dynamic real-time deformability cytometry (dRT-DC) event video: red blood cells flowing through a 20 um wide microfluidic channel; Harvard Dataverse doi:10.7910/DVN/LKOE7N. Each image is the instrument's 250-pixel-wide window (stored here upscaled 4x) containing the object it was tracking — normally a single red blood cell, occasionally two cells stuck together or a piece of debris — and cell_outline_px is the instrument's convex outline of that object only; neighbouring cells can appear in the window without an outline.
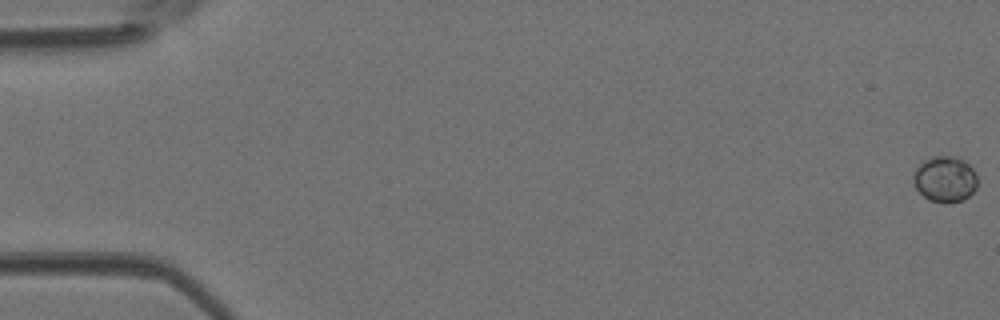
{"species": "Egyptian fruit bat (a non-hibernating species)", "species_latin": "Rousettus aegyptiacus", "temperature_condition": "room temperature", "stored_images_in_passage": 47, "camera_frame_rate_fps": 3000, "um_per_image_px": 0.085, "animal": {"sex": "female"}, "frame": {"image": 1, "passage_image": 1, "time_ms": 0.0, "image_size_px": [1000, 320], "cell_outline_px": [[976, 188], [964, 200], [948, 204], [944, 204], [928, 200], [916, 188], [912, 176], [916, 168], [924, 160], [932, 156], [956, 156], [964, 160], [972, 168], [976, 176]], "centroid_in_image_um": [80.31, 15.24], "position_along_channel_um": 4.7, "area_um2": 17.28}}
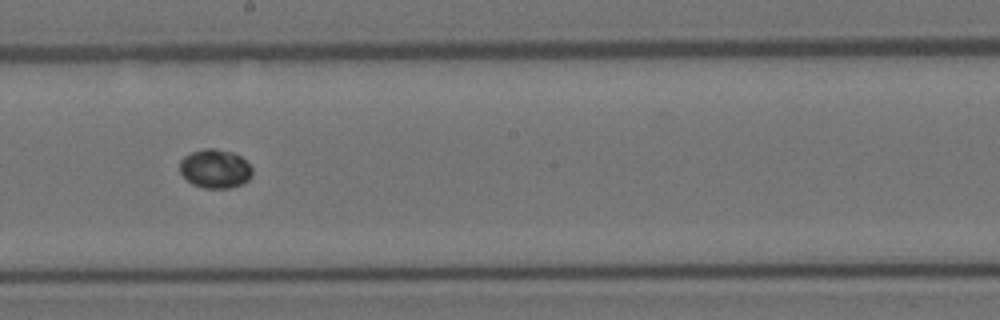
{"frame": {"image": 2, "passage_image": 27, "time_ms": 8.667, "image_size_px": [1000, 320], "cell_outline_px": [[252, 176], [248, 180], [240, 184], [228, 188], [204, 188], [192, 184], [180, 172], [180, 160], [184, 156], [192, 152], [204, 148], [216, 148], [232, 152], [240, 156], [252, 168]], "centroid_in_image_um": [18.27, 14.33], "position_along_channel_um": 229.9, "area_um2": 16.36}}
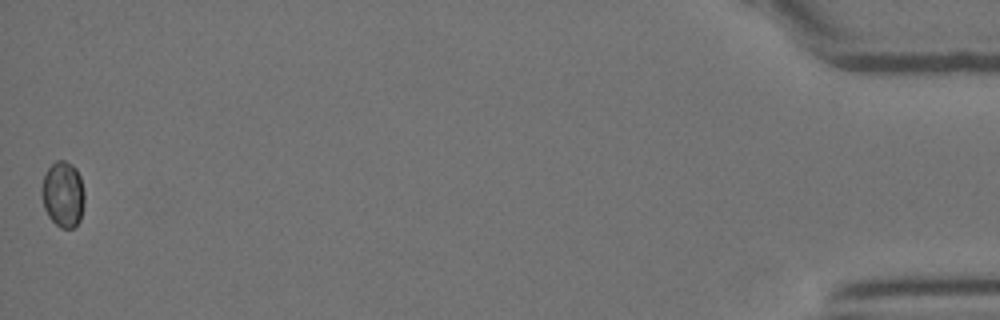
{"frame": {"image": 3, "passage_image": 47, "time_ms": 15.333, "image_size_px": [1000, 320], "cell_outline_px": [[84, 204], [80, 220], [72, 228], [60, 228], [48, 216], [44, 208], [40, 188], [44, 176], [48, 168], [56, 160], [64, 160], [72, 164], [76, 168], [80, 176], [84, 192]], "centroid_in_image_um": [5.35, 16.5], "position_along_channel_um": 429.8, "area_um2": 16.53}}